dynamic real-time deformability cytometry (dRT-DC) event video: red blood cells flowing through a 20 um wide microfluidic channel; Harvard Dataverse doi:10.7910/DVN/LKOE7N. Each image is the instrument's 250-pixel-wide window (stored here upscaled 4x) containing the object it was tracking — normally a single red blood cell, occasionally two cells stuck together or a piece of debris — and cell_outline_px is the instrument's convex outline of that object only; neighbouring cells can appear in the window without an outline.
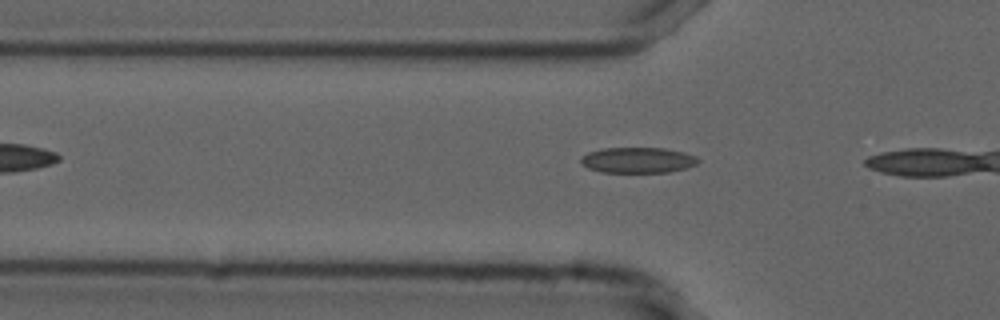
{"species": "common noctule bat (a hibernating species)", "species_latin": "Nyctalus noctula", "temperature_condition": "cold", "stored_images_in_passage": 5, "camera_frame_rate_fps": 3000, "um_per_image_px": 0.085, "animal": {"sex": "male", "forearm_length_mm": 52.5}, "frame": {"image": 1, "passage_image": 3, "time_ms": 0.667, "image_size_px": [1000, 320], "cell_outline_px": [[700, 160], [696, 164], [688, 168], [668, 172], [600, 172], [588, 168], [580, 164], [580, 156], [588, 152], [604, 148], [664, 148], [684, 152], [696, 156]], "centroid_in_image_um": [54.2, 13.61], "position_along_channel_um": 71.6, "area_um2": 17.69}}